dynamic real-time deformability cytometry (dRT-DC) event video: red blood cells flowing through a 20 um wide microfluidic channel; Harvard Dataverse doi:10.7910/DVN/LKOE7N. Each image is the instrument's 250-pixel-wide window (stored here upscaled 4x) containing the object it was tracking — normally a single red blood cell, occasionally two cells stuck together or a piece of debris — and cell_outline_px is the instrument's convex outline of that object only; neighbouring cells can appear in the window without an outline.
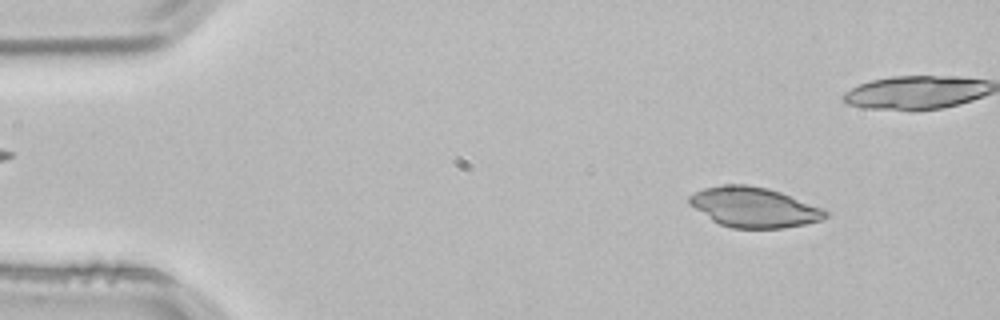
{"species": "common noctule bat (a hibernating species)", "species_latin": "Nyctalus noctula", "temperature_condition": "room temperature", "stored_images_in_passage": 52, "camera_frame_rate_fps": 3000, "um_per_image_px": 0.085, "animal": {"sex": "male", "body_mass_g": 21.5, "forearm_length_mm": 52.0}, "frame": {"image": 1, "passage_image": 5, "time_ms": 1.333, "image_size_px": [1000, 320], "cell_outline_px": [[828, 216], [820, 220], [804, 224], [784, 228], [732, 228], [720, 224], [712, 220], [688, 204], [688, 196], [704, 188], [724, 184], [744, 184], [768, 188], [780, 192], [824, 208], [828, 212]], "centroid_in_image_um": [64.08, 17.61], "position_along_channel_um": 20.9, "area_um2": 31.73}}
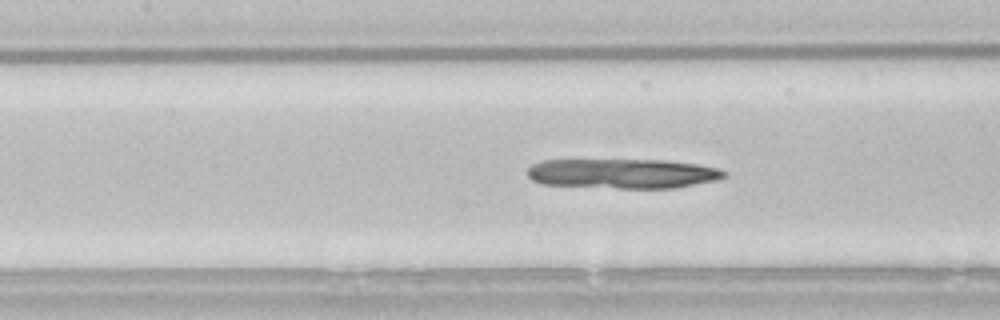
{"frame": {"image": 2, "passage_image": 22, "time_ms": 7.0, "image_size_px": [1000, 320], "cell_outline_px": [[724, 176], [716, 180], [676, 188], [620, 188], [544, 184], [532, 180], [528, 176], [528, 168], [532, 164], [540, 160], [664, 160], [696, 164], [716, 168], [724, 172]], "centroid_in_image_um": [52.88, 14.75], "position_along_channel_um": 154.5, "area_um2": 33.81}}